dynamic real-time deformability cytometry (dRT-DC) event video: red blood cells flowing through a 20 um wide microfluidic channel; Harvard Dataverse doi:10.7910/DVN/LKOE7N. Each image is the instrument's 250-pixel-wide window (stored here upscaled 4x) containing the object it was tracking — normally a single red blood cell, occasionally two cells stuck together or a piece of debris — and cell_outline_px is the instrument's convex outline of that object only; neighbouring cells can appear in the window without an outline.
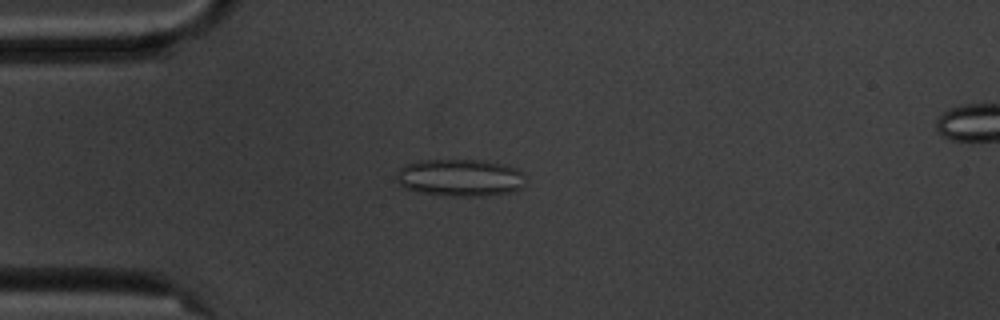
{"species": "common noctule bat (a hibernating species)", "species_latin": "Nyctalus noctula", "temperature_condition": "cold", "stored_images_in_passage": 41, "camera_frame_rate_fps": 3000, "um_per_image_px": 0.085, "animal": {"sex": "male", "body_mass_g": 20.1, "forearm_length_mm": 53.5}, "frame": {"image": 1, "passage_image": 7, "time_ms": 2.0, "image_size_px": [1000, 320], "cell_outline_px": [[524, 184], [520, 188], [512, 192], [484, 196], [452, 196], [420, 192], [404, 188], [396, 180], [396, 172], [404, 164], [420, 160], [484, 160], [504, 164], [516, 168], [524, 172]], "centroid_in_image_um": [39.11, 15.1], "position_along_channel_um": 45.9, "area_um2": 28.32}}
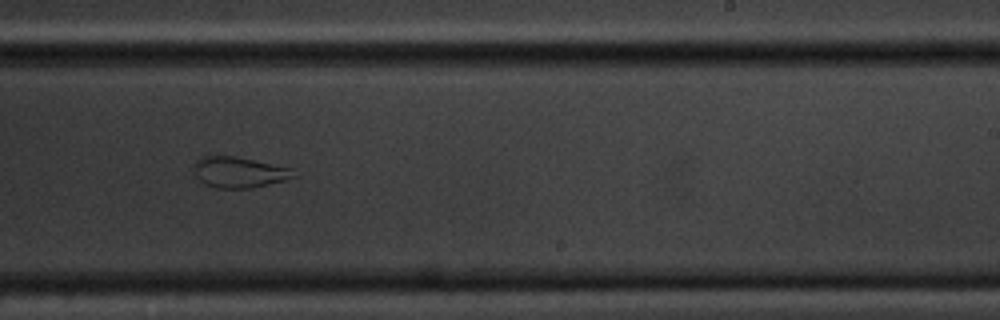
{"frame": {"image": 2, "passage_image": 27, "time_ms": 8.667, "image_size_px": [1000, 320], "cell_outline_px": [[300, 176], [288, 180], [252, 188], [216, 188], [204, 184], [192, 172], [192, 164], [200, 156], [236, 156], [292, 168]], "centroid_in_image_um": [20.33, 14.64], "position_along_channel_um": 268.7, "area_um2": 18.44}}
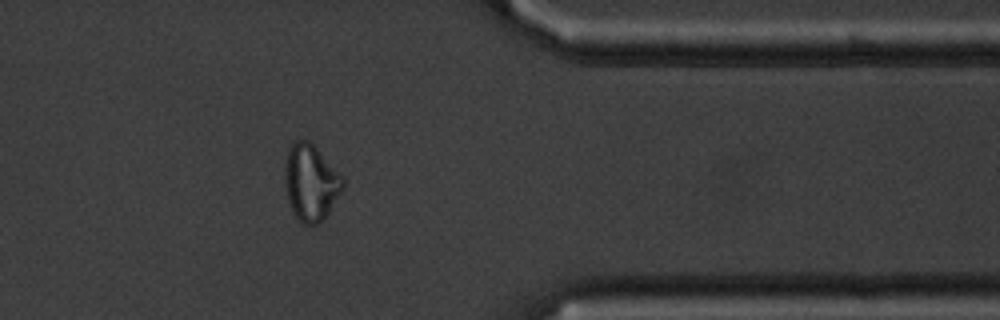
{"frame": {"image": 3, "passage_image": 38, "time_ms": 12.333, "image_size_px": [1000, 320], "cell_outline_px": [[344, 188], [324, 220], [320, 224], [304, 224], [292, 212], [288, 200], [284, 176], [284, 168], [288, 152], [292, 144], [296, 140], [308, 140], [316, 148], [344, 180]], "centroid_in_image_um": [26.41, 15.56], "position_along_channel_um": 385.0, "area_um2": 25.43}}